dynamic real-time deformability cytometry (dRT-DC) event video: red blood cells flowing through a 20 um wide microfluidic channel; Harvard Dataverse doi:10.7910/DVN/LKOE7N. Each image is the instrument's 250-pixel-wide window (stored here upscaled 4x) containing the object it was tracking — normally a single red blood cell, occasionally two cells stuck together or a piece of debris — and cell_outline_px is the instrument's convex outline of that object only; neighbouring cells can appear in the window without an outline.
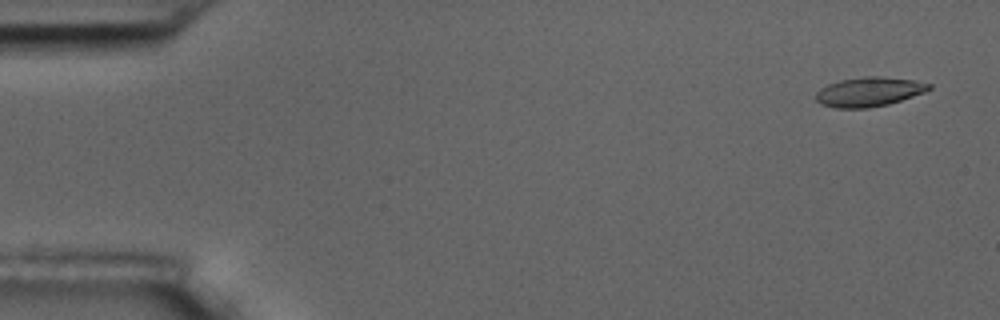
{"species": "common noctule bat (a hibernating species)", "species_latin": "Nyctalus noctula", "temperature_condition": "room temperature", "stored_images_in_passage": 57, "camera_frame_rate_fps": 3000, "um_per_image_px": 0.085, "animal": {"sex": "male", "body_mass_g": 17.5, "forearm_length_mm": 52.3}, "frame": {"image": 1, "passage_image": 2, "time_ms": 0.333, "image_size_px": [1000, 320], "cell_outline_px": [[932, 88], [924, 92], [888, 104], [868, 108], [836, 108], [820, 104], [816, 100], [816, 92], [820, 88], [828, 84], [840, 80], [864, 76], [876, 76], [912, 80], [932, 84]], "centroid_in_image_um": [73.83, 7.8], "position_along_channel_um": 11.2, "area_um2": 19.25}}
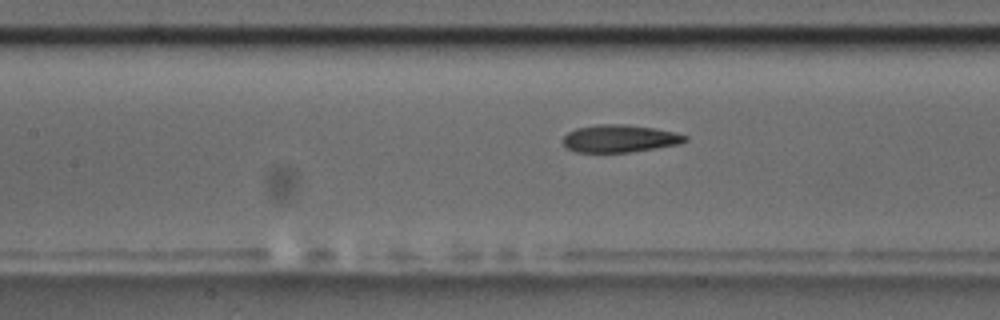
{"frame": {"image": 2, "passage_image": 25, "time_ms": 8.0, "image_size_px": [1000, 320], "cell_outline_px": [[688, 140], [680, 144], [656, 148], [628, 152], [576, 152], [564, 148], [564, 136], [568, 132], [576, 128], [596, 124], [624, 124], [656, 128], [676, 132], [688, 136]], "centroid_in_image_um": [52.69, 11.77], "position_along_channel_um": 154.7, "area_um2": 19.77}}
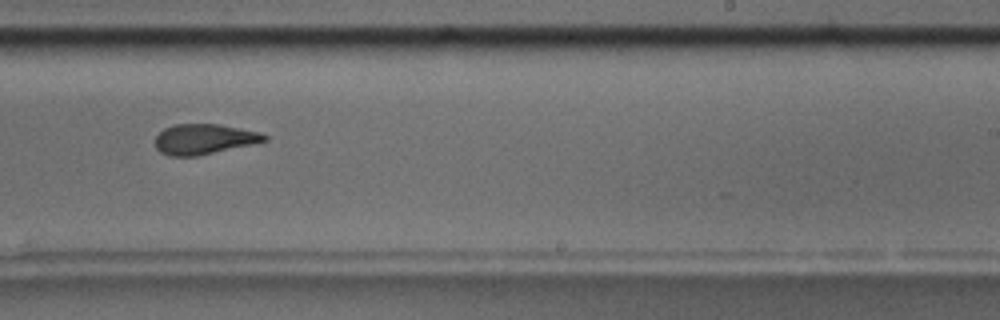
{"frame": {"image": 3, "passage_image": 35, "time_ms": 11.333, "image_size_px": [1000, 320], "cell_outline_px": [[268, 140], [252, 144], [196, 156], [168, 156], [160, 152], [156, 148], [156, 136], [164, 128], [176, 124], [220, 124], [260, 132], [268, 136]], "centroid_in_image_um": [17.34, 11.82], "position_along_channel_um": 271.7, "area_um2": 19.19}, "authors_computed_cell_mechanics": {"area_um2": 20.0566, "velocity_mm_per_s": 3.5214, "shape_relaxation_time_tau1_ms": 7.1069, "shape_relaxation_time_tau2_ms": 2.0586, "deformation_change_tau1": 0.2015, "deformation_change_tau2": 0.1033}}